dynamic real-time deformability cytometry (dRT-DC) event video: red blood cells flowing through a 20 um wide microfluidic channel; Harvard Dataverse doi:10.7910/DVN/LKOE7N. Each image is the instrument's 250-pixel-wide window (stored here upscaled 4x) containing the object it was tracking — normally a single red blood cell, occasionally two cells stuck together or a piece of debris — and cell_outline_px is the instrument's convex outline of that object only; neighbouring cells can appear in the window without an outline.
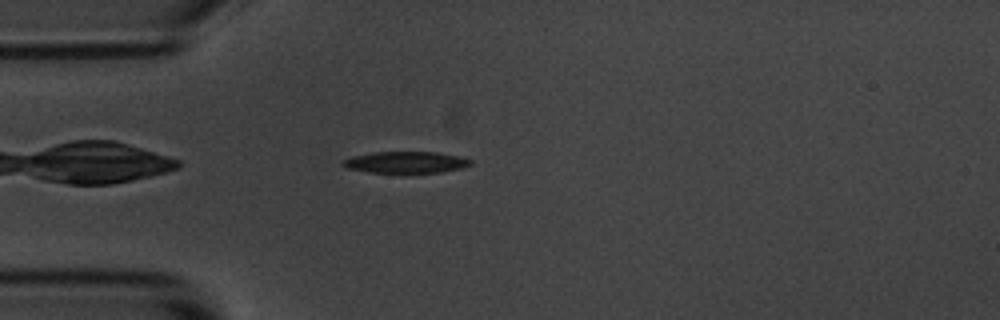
{"species": "common noctule bat (a hibernating species)", "species_latin": "Nyctalus noctula", "temperature_condition": "room temperature", "stored_images_in_passage": 4, "camera_frame_rate_fps": 3000, "um_per_image_px": 0.085, "animal": {"sex": "male", "body_mass_g": 20.1, "forearm_length_mm": 53.5}, "frame": {"image": 1, "passage_image": 4, "time_ms": 3.667, "image_size_px": [1000, 320], "cell_outline_px": [[472, 164], [464, 168], [440, 172], [404, 176], [368, 172], [344, 168], [340, 164], [344, 160], [352, 156], [372, 152], [436, 152], [456, 156], [472, 160]], "centroid_in_image_um": [34.45, 13.85], "position_along_channel_um": 50.6, "area_um2": 16.99}}